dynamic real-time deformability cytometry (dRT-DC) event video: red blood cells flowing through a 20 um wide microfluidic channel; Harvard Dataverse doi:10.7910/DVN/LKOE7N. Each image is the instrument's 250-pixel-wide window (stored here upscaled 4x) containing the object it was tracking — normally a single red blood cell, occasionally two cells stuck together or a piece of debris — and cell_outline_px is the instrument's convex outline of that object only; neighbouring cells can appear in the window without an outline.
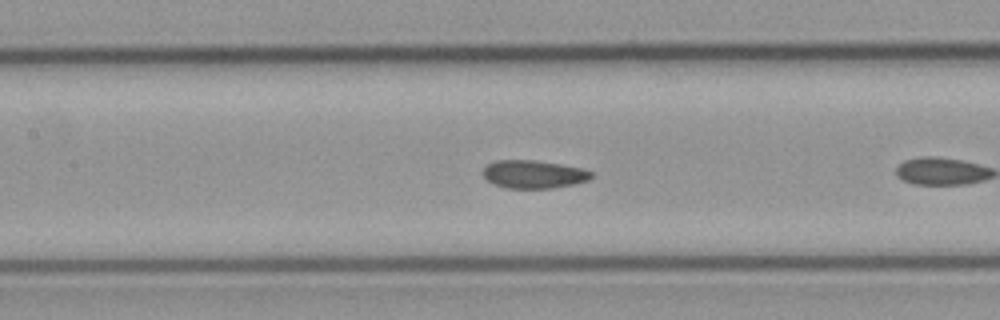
{"species": "common noctule bat (a hibernating species)", "species_latin": "Nyctalus noctula", "temperature_condition": "cold", "stored_images_in_passage": 12, "camera_frame_rate_fps": 3000, "um_per_image_px": 0.085, "animal": {"sex": "male", "body_mass_g": 23.1, "forearm_length_mm": 52.7}, "frame": {"image": 1, "passage_image": 10, "time_ms": 3.0, "image_size_px": [1000, 320], "cell_outline_px": [[596, 176], [588, 180], [572, 184], [552, 188], [508, 188], [496, 184], [488, 180], [484, 176], [484, 168], [488, 164], [496, 160], [532, 160], [560, 164], [584, 168], [592, 172]], "centroid_in_image_um": [45.42, 14.8], "position_along_channel_um": 162.0, "area_um2": 17.57}}